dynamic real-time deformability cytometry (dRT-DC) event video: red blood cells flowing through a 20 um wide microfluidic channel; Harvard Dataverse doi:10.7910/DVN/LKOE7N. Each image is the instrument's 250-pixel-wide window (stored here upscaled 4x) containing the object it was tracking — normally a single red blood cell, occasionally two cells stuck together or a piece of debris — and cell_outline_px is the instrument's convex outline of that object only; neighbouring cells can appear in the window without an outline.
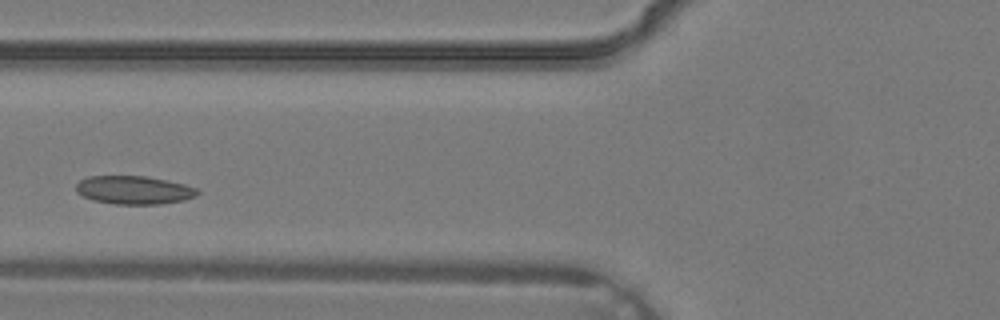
{"species": "common noctule bat (a hibernating species)", "species_latin": "Nyctalus noctula", "temperature_condition": "warm", "stored_images_in_passage": 2, "camera_frame_rate_fps": 3000, "um_per_image_px": 0.085, "animal": {"sex": "male", "body_mass_g": 19.2, "forearm_length_mm": 51.8}, "frame": {"image": 1, "passage_image": 2, "time_ms": 0.333, "image_size_px": [1000, 320], "cell_outline_px": [[200, 192], [196, 196], [184, 200], [160, 204], [116, 204], [92, 200], [76, 192], [76, 184], [80, 180], [88, 176], [144, 176], [168, 180], [184, 184], [196, 188]], "centroid_in_image_um": [11.39, 16.15], "position_along_channel_um": 114.4, "area_um2": 20.06}}